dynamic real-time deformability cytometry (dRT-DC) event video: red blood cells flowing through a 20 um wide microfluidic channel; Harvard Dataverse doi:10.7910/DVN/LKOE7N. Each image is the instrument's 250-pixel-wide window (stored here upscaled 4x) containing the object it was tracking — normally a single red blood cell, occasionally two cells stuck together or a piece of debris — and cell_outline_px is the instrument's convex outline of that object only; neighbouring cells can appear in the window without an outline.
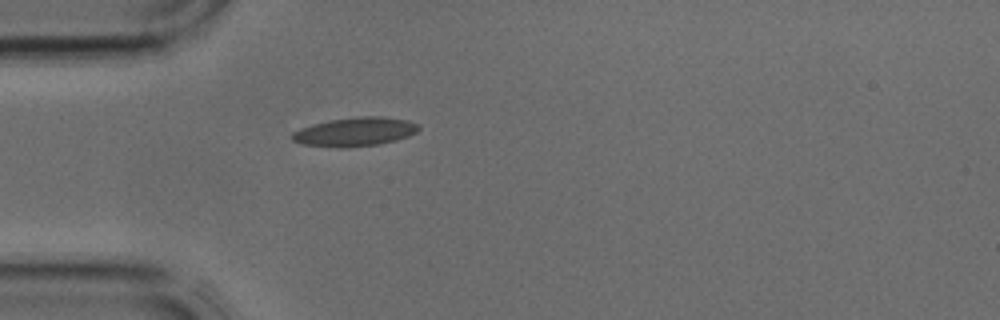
{"species": "common noctule bat (a hibernating species)", "species_latin": "Nyctalus noctula", "temperature_condition": "cold", "stored_images_in_passage": 1, "camera_frame_rate_fps": 3000, "um_per_image_px": 0.085, "animal": {"sex": "male", "body_mass_g": 17.9, "forearm_length_mm": 54.2}, "frame": {"image": 1, "passage_image": 1, "time_ms": 0.0, "image_size_px": [1000, 320], "cell_outline_px": [[420, 128], [416, 132], [408, 136], [396, 140], [376, 144], [344, 148], [336, 148], [300, 144], [292, 140], [292, 132], [300, 128], [312, 124], [328, 120], [360, 116], [384, 116], [408, 120], [420, 124]], "centroid_in_image_um": [30.16, 11.2], "position_along_channel_um": 54.8, "area_um2": 21.5}}